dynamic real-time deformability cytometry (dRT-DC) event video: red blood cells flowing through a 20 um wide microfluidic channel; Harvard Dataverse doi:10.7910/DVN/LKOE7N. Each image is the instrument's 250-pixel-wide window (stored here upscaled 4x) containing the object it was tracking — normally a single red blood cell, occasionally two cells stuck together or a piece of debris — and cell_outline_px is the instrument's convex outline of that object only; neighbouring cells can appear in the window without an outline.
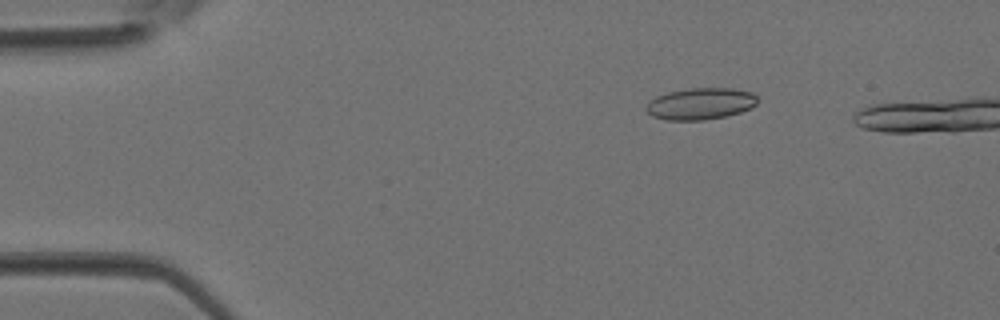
{"species": "Egyptian fruit bat (a non-hibernating species)", "species_latin": "Rousettus aegyptiacus", "temperature_condition": "room temperature", "stored_images_in_passage": 5, "camera_frame_rate_fps": 3000, "um_per_image_px": 0.085, "animal": {"sex": "female"}, "frame": {"image": 1, "passage_image": 2, "time_ms": 0.333, "image_size_px": [1000, 320], "cell_outline_px": [[756, 104], [752, 108], [740, 112], [724, 116], [704, 120], [668, 120], [652, 116], [644, 108], [648, 100], [656, 96], [668, 92], [688, 88], [732, 88], [752, 92], [756, 96]], "centroid_in_image_um": [59.51, 8.81], "position_along_channel_um": 25.5, "area_um2": 20.63}}